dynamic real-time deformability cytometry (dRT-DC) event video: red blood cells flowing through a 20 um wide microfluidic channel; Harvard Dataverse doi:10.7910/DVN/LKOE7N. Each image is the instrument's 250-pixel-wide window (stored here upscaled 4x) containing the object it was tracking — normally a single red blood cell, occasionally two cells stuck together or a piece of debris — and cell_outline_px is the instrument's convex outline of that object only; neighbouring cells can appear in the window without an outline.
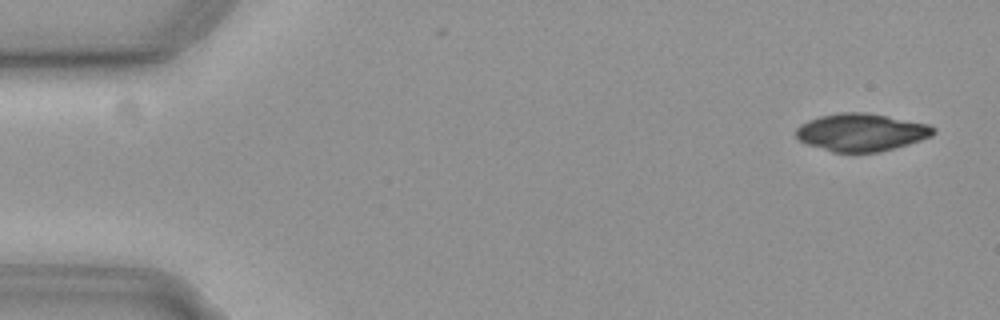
{"species": "common noctule bat (a hibernating species)", "species_latin": "Nyctalus noctula", "temperature_condition": "cold", "stored_images_in_passage": 55, "camera_frame_rate_fps": 3000, "um_per_image_px": 0.085, "animal": {"sex": "female", "body_mass_g": 19.3, "forearm_length_mm": 54.1}, "frame": {"image": 1, "passage_image": 3, "time_ms": 0.667, "image_size_px": [1000, 320], "cell_outline_px": [[936, 132], [932, 136], [908, 144], [880, 152], [832, 152], [808, 144], [800, 140], [796, 136], [796, 128], [800, 124], [808, 120], [820, 116], [840, 112], [864, 112], [888, 116], [928, 124], [936, 128]], "centroid_in_image_um": [73.22, 11.24], "position_along_channel_um": 11.8, "area_um2": 30.11}}